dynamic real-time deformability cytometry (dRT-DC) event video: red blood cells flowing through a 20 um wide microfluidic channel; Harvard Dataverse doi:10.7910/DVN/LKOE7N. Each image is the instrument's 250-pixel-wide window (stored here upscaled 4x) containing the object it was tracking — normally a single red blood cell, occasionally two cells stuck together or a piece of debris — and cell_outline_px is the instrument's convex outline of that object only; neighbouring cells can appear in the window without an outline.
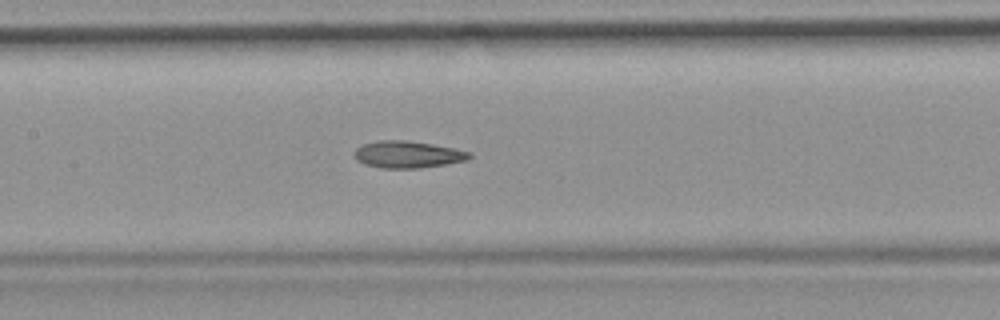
{"species": "common noctule bat (a hibernating species)", "species_latin": "Nyctalus noctula", "temperature_condition": "room temperature", "stored_images_in_passage": 42, "camera_frame_rate_fps": 3000, "um_per_image_px": 0.085, "animal": {"sex": "female", "body_mass_g": 19.9}, "frame": {"image": 1, "passage_image": 24, "time_ms": 7.667, "image_size_px": [1000, 320], "cell_outline_px": [[472, 156], [468, 160], [420, 168], [380, 168], [364, 164], [356, 160], [356, 148], [364, 144], [380, 140], [404, 140], [432, 144], [472, 152]], "centroid_in_image_um": [34.67, 13.13], "position_along_channel_um": 172.7, "area_um2": 17.92}}